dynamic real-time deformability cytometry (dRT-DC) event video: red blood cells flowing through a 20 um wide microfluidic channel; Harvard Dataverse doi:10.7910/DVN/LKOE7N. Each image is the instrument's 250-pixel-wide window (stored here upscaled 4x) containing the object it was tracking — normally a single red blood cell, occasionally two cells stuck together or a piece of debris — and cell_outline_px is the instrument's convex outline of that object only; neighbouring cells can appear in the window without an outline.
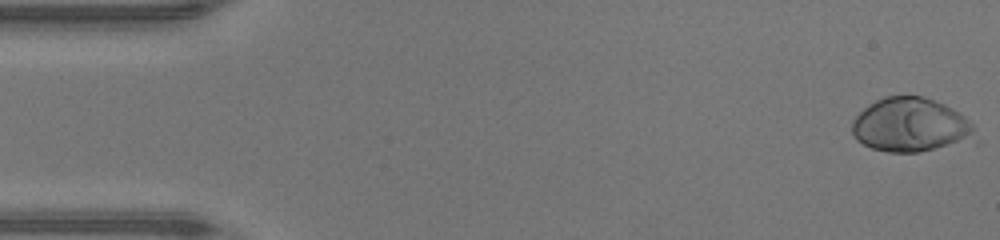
{"species": "human", "species_latin": "Homo sapiens", "temperature_condition": "warm", "stored_images_in_passage": 46, "camera_frame_rate_fps": 3000, "um_per_image_px": 0.085, "donor": {"sex": "male"}, "frame": {"image": 1, "passage_image": 1, "time_ms": 0.0, "image_size_px": [1000, 240], "cell_outline_px": [[980, 144], [920, 152], [888, 152], [872, 148], [856, 140], [852, 132], [852, 120], [864, 108], [876, 100], [884, 96], [920, 96], [944, 104], [952, 108], [964, 116], [976, 128]], "centroid_in_image_um": [77.55, 10.68], "position_along_channel_um": 7.5, "area_um2": 40.0}}
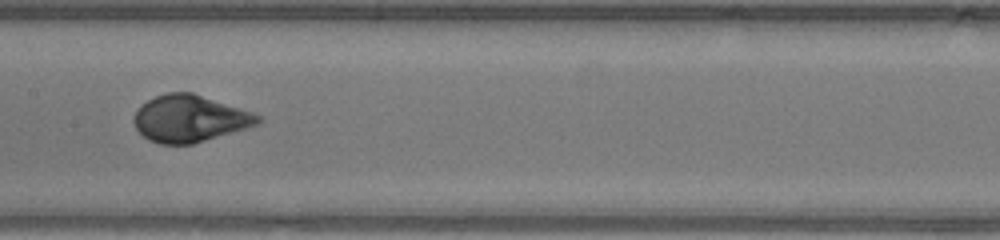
{"frame": {"image": 2, "passage_image": 23, "time_ms": 7.333, "image_size_px": [1000, 240], "cell_outline_px": [[264, 120], [260, 124], [192, 144], [160, 144], [148, 140], [136, 128], [132, 120], [140, 104], [156, 96], [168, 92], [192, 92], [252, 112], [260, 116]], "centroid_in_image_um": [16.12, 10.08], "position_along_channel_um": 191.3, "area_um2": 33.81}}
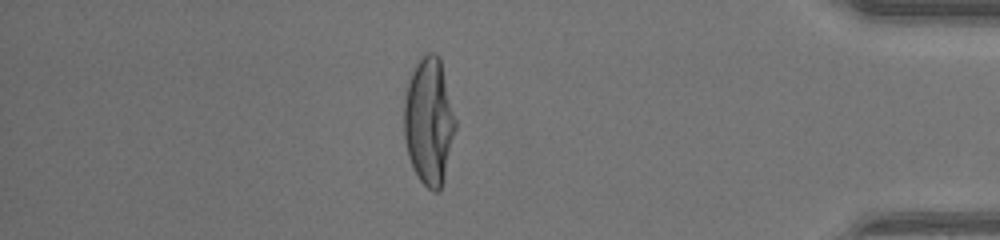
{"frame": {"image": 3, "passage_image": 40, "time_ms": 13.0, "image_size_px": [1000, 240], "cell_outline_px": [[456, 128], [444, 180], [440, 188], [436, 192], [432, 192], [420, 180], [408, 156], [404, 136], [404, 104], [408, 80], [416, 60], [420, 56], [428, 52], [436, 52], [440, 56], [456, 120]], "centroid_in_image_um": [36.47, 10.25], "position_along_channel_um": 398.7, "area_um2": 38.38}, "authors_computed_cell_mechanics": {"area_um2": 35.3736, "velocity_mm_per_s": 4.4151, "shape_relaxation_time_tau1_ms": 4.0144, "shape_relaxation_time_tau2_ms": null, "deformation_change_tau1": 0.2515, "deformation_change_tau2": null}}